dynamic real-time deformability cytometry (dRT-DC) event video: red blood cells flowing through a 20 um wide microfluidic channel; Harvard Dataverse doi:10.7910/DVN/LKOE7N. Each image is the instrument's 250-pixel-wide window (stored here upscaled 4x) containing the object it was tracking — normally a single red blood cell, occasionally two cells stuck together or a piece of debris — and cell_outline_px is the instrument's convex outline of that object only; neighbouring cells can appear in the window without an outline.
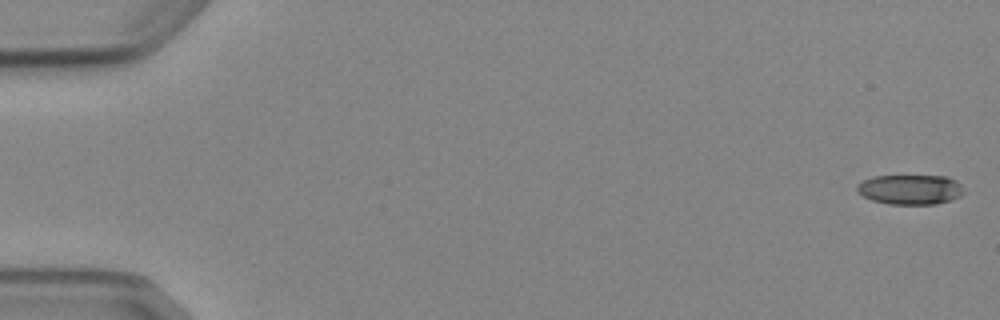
{"species": "Egyptian fruit bat (a non-hibernating species)", "species_latin": "Rousettus aegyptiacus", "temperature_condition": "cold", "stored_images_in_passage": 6, "camera_frame_rate_fps": 3000, "um_per_image_px": 0.085, "animal": {"sex": "female"}, "frame": {"image": 1, "passage_image": 1, "time_ms": 0.0, "image_size_px": [1000, 320], "cell_outline_px": [[964, 192], [960, 196], [936, 204], [888, 204], [872, 200], [856, 192], [856, 184], [872, 176], [948, 176], [956, 180], [960, 184]], "centroid_in_image_um": [77.34, 16.1], "position_along_channel_um": 7.7, "area_um2": 18.61}}
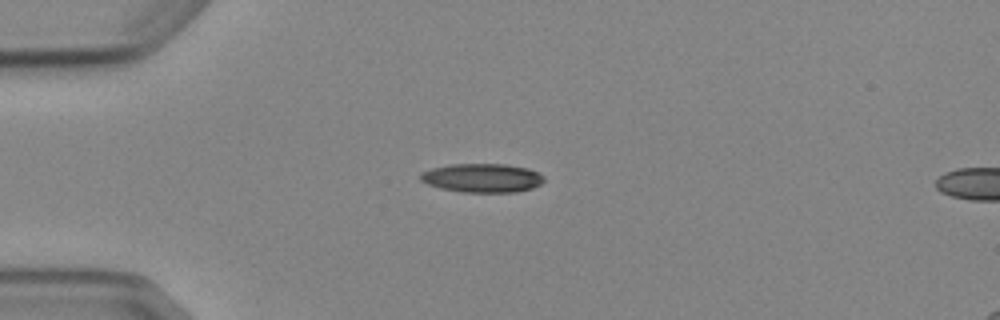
{"frame": {"image": 2, "passage_image": 4, "time_ms": 4.333, "image_size_px": [1000, 320], "cell_outline_px": [[544, 180], [540, 184], [532, 188], [516, 192], [460, 192], [440, 188], [428, 184], [420, 180], [420, 172], [432, 168], [452, 164], [504, 164], [528, 168], [540, 172], [544, 176]], "centroid_in_image_um": [41.0, 15.12], "position_along_channel_um": 44.0, "area_um2": 20.87}}
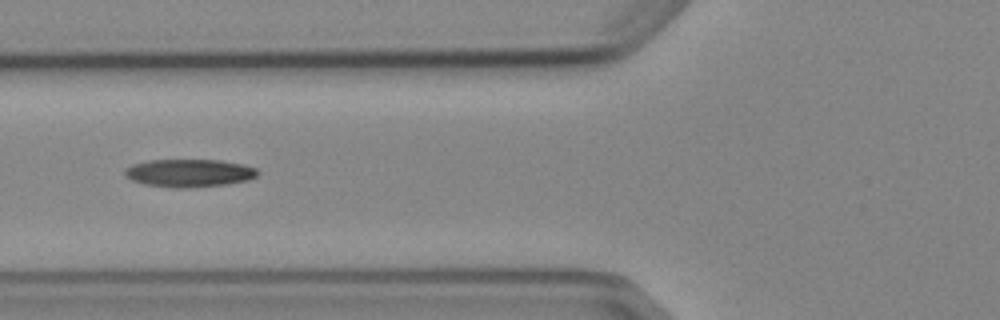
{"frame": {"image": 3, "passage_image": 6, "time_ms": 6.667, "image_size_px": [1000, 320], "cell_outline_px": [[260, 172], [256, 176], [248, 180], [228, 184], [192, 188], [172, 188], [144, 184], [132, 180], [124, 176], [124, 168], [132, 164], [148, 160], [220, 160], [244, 164], [256, 168]], "centroid_in_image_um": [16.07, 14.71], "position_along_channel_um": 109.7, "area_um2": 21.91}}